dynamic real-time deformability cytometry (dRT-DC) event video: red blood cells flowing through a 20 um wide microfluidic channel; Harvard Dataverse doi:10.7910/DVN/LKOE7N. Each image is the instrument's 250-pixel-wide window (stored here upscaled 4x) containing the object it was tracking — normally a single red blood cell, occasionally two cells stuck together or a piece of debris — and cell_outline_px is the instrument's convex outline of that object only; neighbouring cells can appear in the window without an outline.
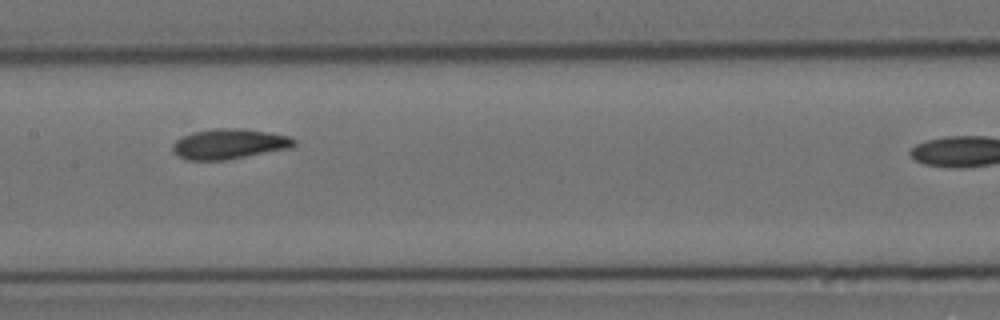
{"species": "Egyptian fruit bat (a non-hibernating species)", "species_latin": "Rousettus aegyptiacus", "temperature_condition": "cold", "stored_images_in_passage": 5, "camera_frame_rate_fps": 3000, "um_per_image_px": 0.085, "animal": {"sex": "female"}, "frame": {"image": 1, "passage_image": 4, "time_ms": 3.333, "image_size_px": [1000, 320], "cell_outline_px": [[296, 144], [292, 148], [224, 160], [184, 160], [176, 156], [172, 152], [172, 144], [180, 136], [212, 128], [244, 128], [292, 136], [296, 140]], "centroid_in_image_um": [19.47, 12.23], "position_along_channel_um": 187.9, "area_um2": 21.73}}